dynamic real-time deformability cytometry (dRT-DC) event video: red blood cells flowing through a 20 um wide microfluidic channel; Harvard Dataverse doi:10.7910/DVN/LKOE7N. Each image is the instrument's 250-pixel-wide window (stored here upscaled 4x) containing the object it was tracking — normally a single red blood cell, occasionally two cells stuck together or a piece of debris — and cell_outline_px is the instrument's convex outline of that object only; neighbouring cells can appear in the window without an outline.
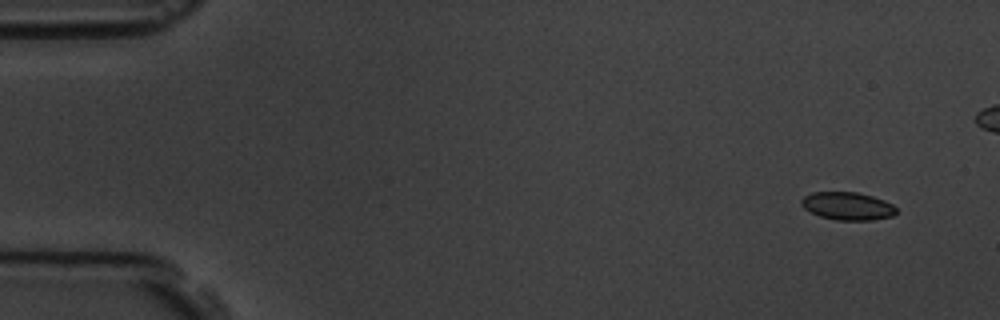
{"species": "common noctule bat (a hibernating species)", "species_latin": "Nyctalus noctula", "temperature_condition": "room temperature", "stored_images_in_passage": 6, "camera_frame_rate_fps": 3000, "um_per_image_px": 0.085, "animal": {"sex": "male", "body_mass_g": 19.5, "forearm_length_mm": 54.6}, "frame": {"image": 1, "passage_image": 1, "time_ms": 0.0, "image_size_px": [1000, 320], "cell_outline_px": [[896, 212], [892, 216], [872, 220], [836, 220], [820, 216], [804, 208], [800, 204], [800, 200], [804, 196], [812, 192], [856, 192], [872, 196], [884, 200], [892, 204], [896, 208]], "centroid_in_image_um": [72.03, 17.51], "position_along_channel_um": 13.0, "area_um2": 15.37}}